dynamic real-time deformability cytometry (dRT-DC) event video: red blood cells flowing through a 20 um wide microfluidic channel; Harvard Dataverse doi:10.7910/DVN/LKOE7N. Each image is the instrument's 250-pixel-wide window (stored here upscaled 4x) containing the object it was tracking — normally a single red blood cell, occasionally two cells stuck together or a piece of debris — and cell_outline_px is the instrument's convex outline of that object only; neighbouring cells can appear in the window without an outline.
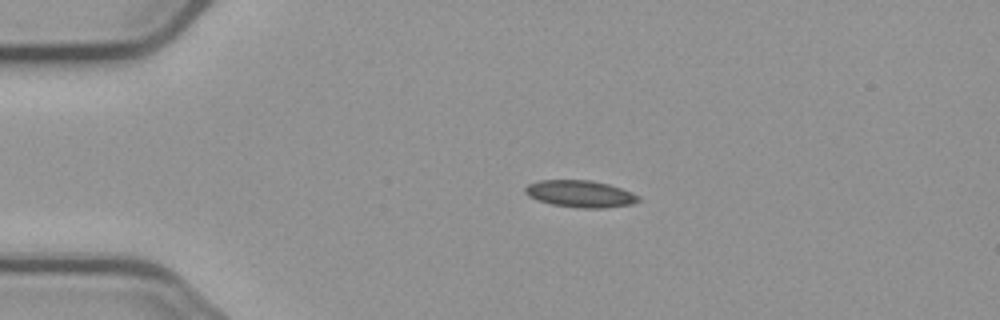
{"species": "common noctule bat (a hibernating species)", "species_latin": "Nyctalus noctula", "temperature_condition": "cold", "stored_images_in_passage": 4, "camera_frame_rate_fps": 3000, "um_per_image_px": 0.085, "animal": {"sex": "male", "body_mass_g": 23.1, "forearm_length_mm": 52.7}, "frame": {"image": 1, "passage_image": 3, "time_ms": 2.333, "image_size_px": [1000, 320], "cell_outline_px": [[640, 200], [632, 204], [604, 208], [576, 208], [552, 204], [536, 200], [528, 196], [524, 192], [524, 188], [528, 184], [540, 180], [592, 180], [608, 184], [632, 192], [640, 196]], "centroid_in_image_um": [49.31, 16.48], "position_along_channel_um": 35.7, "area_um2": 17.92}}